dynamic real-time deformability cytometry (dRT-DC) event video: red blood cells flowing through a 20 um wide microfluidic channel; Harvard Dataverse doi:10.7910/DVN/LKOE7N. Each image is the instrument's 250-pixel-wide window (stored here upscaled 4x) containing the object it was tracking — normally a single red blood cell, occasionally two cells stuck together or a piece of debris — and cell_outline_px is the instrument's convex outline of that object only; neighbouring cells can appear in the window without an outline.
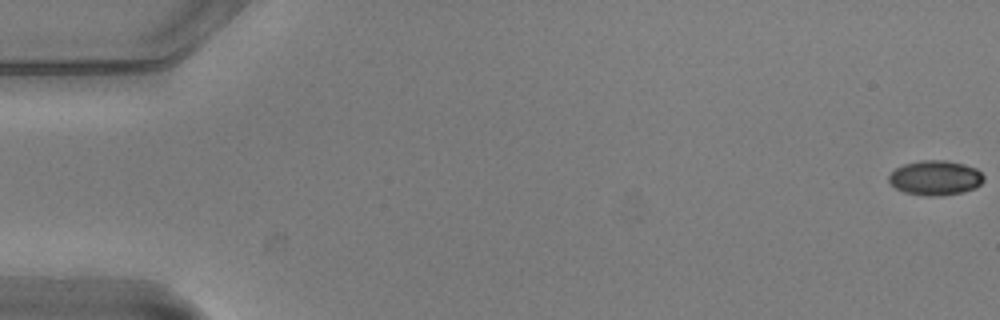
{"species": "common noctule bat (a hibernating species)", "species_latin": "Nyctalus noctula", "temperature_condition": "warm", "stored_images_in_passage": 56, "camera_frame_rate_fps": 3000, "um_per_image_px": 0.085, "animal": {"sex": "male", "body_mass_g": 20.5, "forearm_length_mm": 52.5}, "frame": {"image": 1, "passage_image": 1, "time_ms": 0.0, "image_size_px": [1000, 320], "cell_outline_px": [[984, 180], [976, 188], [964, 192], [940, 196], [924, 196], [904, 192], [896, 188], [888, 180], [888, 176], [896, 168], [904, 164], [920, 160], [948, 160], [964, 164], [976, 168], [984, 176]], "centroid_in_image_um": [79.52, 15.12], "position_along_channel_um": 5.5, "area_um2": 19.36}}
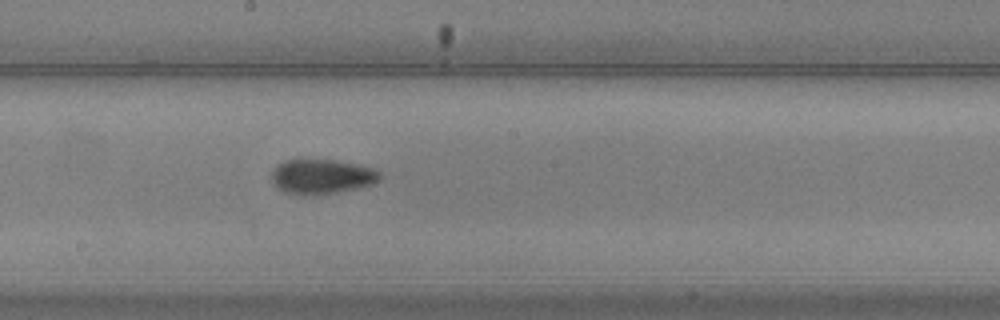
{"frame": {"image": 2, "passage_image": 31, "time_ms": 10.0, "image_size_px": [1000, 320], "cell_outline_px": [[380, 176], [372, 184], [356, 188], [316, 196], [312, 196], [284, 192], [276, 188], [272, 184], [272, 172], [276, 164], [284, 160], [332, 160], [372, 168], [380, 172]], "centroid_in_image_um": [27.26, 15.02], "position_along_channel_um": 220.9, "area_um2": 21.73}}
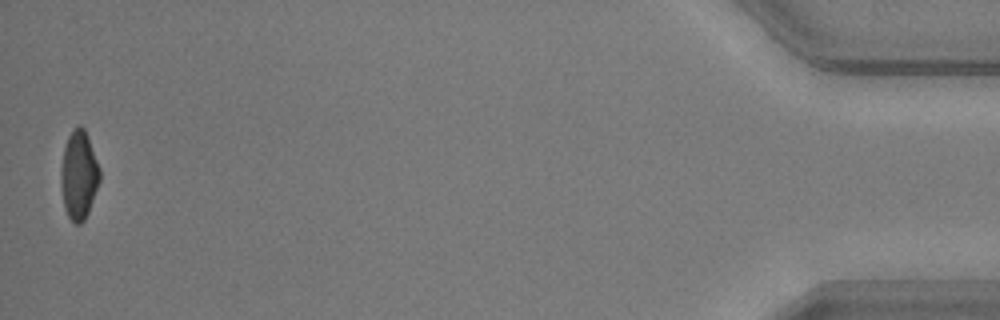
{"frame": {"image": 3, "passage_image": 55, "time_ms": 18.0, "image_size_px": [1000, 320], "cell_outline_px": [[100, 180], [88, 212], [84, 220], [80, 224], [76, 224], [68, 216], [64, 208], [60, 184], [60, 172], [64, 148], [68, 136], [76, 124], [80, 124], [84, 128], [100, 168]], "centroid_in_image_um": [6.69, 14.87], "position_along_channel_um": 428.5, "area_um2": 20.06}, "authors_computed_cell_mechanics": {"area_um2": 20.6346, "velocity_mm_per_s": 3.7425, "shape_relaxation_time_tau1_ms": 6.273, "shape_relaxation_time_tau2_ms": 2.1008, "deformation_change_tau1": 0.1758, "deformation_change_tau2": 0.0718}}